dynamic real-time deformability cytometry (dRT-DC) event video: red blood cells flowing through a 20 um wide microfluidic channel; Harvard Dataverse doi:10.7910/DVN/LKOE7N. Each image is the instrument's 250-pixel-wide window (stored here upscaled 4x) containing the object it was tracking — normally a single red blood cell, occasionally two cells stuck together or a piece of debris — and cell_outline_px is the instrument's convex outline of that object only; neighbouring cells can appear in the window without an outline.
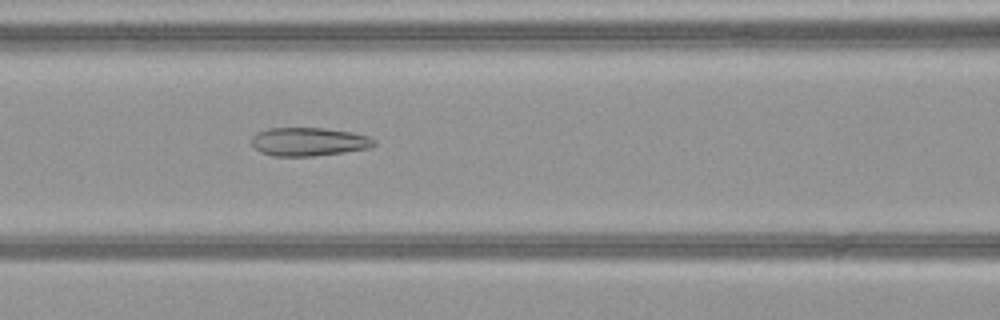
{"species": "common noctule bat (a hibernating species)", "species_latin": "Nyctalus noctula", "temperature_condition": "warm", "stored_images_in_passage": 51, "camera_frame_rate_fps": 3000, "um_per_image_px": 0.085, "animal": {"sex": "female", "body_mass_g": 21.9}, "frame": {"image": 1, "passage_image": 23, "time_ms": 7.333, "image_size_px": [1000, 320], "cell_outline_px": [[376, 144], [372, 148], [344, 152], [312, 156], [272, 156], [260, 152], [252, 144], [252, 136], [256, 132], [268, 128], [324, 128], [352, 132], [368, 136], [376, 140]], "centroid_in_image_um": [26.26, 12.04], "position_along_channel_um": 140.3, "area_um2": 20.46}}
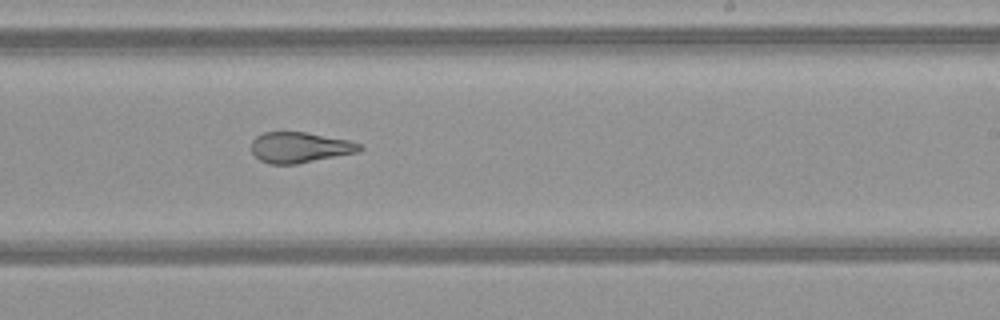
{"frame": {"image": 2, "passage_image": 32, "time_ms": 10.333, "image_size_px": [1000, 320], "cell_outline_px": [[364, 148], [360, 152], [296, 164], [268, 164], [260, 160], [252, 152], [252, 140], [256, 136], [264, 132], [304, 132], [348, 140], [360, 144]], "centroid_in_image_um": [25.49, 12.54], "position_along_channel_um": 263.5, "area_um2": 19.31}}
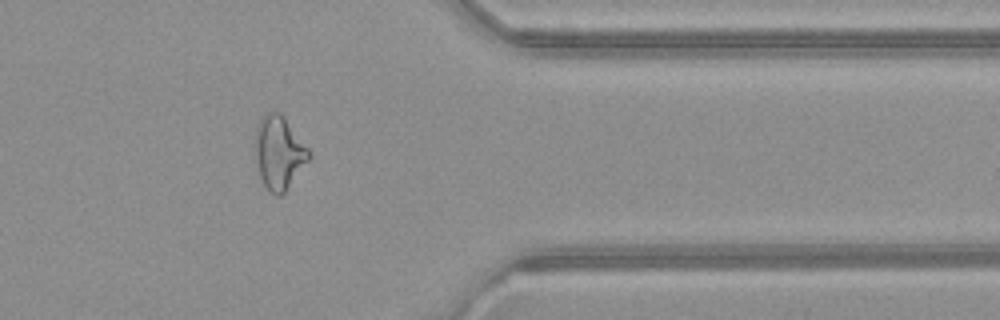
{"frame": {"image": 3, "passage_image": 42, "time_ms": 13.667, "image_size_px": [1000, 320], "cell_outline_px": [[312, 156], [284, 192], [280, 196], [276, 196], [268, 192], [260, 176], [256, 164], [256, 128], [260, 120], [268, 112], [280, 112], [284, 116], [312, 152]], "centroid_in_image_um": [23.74, 12.98], "position_along_channel_um": 387.7, "area_um2": 22.83}, "authors_computed_cell_mechanics": {"area_um2": 24.3916, "velocity_mm_per_s": 4.1124, "shape_relaxation_time_tau1_ms": null, "shape_relaxation_time_tau2_ms": 1.8179, "deformation_change_tau1": null, "deformation_change_tau2": 0.1014}}